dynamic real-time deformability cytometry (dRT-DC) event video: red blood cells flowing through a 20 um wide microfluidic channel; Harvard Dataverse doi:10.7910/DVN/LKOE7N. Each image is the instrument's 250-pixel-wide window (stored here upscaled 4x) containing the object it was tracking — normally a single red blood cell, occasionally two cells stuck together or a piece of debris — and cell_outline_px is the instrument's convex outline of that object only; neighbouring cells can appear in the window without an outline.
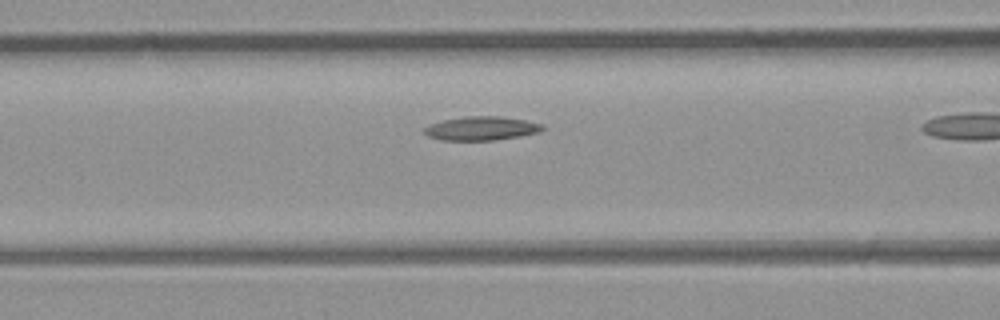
{"species": "common noctule bat (a hibernating species)", "species_latin": "Nyctalus noctula", "temperature_condition": "room temperature", "stored_images_in_passage": 8, "camera_frame_rate_fps": 3000, "um_per_image_px": 0.085, "animal": {"sex": "male", "body_mass_g": 23.1, "forearm_length_mm": 52.7}, "frame": {"image": 1, "passage_image": 7, "time_ms": 2.0, "image_size_px": [1000, 320], "cell_outline_px": [[544, 128], [540, 132], [520, 136], [496, 140], [440, 140], [428, 136], [424, 132], [424, 128], [428, 124], [444, 120], [464, 116], [500, 116], [524, 120], [544, 124]], "centroid_in_image_um": [40.92, 10.91], "position_along_channel_um": 125.7, "area_um2": 16.47}}